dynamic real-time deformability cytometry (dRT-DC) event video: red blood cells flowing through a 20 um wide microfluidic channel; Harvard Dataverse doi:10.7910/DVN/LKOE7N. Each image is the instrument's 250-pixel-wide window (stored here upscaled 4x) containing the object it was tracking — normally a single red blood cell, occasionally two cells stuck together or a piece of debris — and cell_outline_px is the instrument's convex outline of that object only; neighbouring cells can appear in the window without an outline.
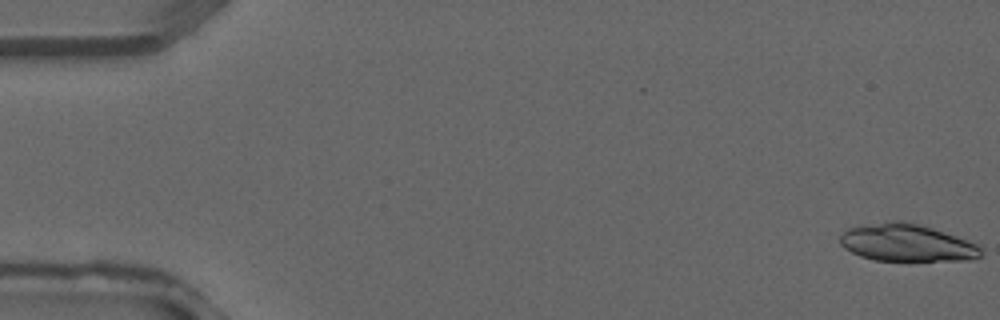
{"species": "common noctule bat (a hibernating species)", "species_latin": "Nyctalus noctula", "temperature_condition": "warm", "stored_images_in_passage": 4, "camera_frame_rate_fps": 3000, "um_per_image_px": 0.085, "animal": {"sex": "male", "forearm_length_mm": 52.5}, "frame": {"image": 1, "passage_image": 1, "time_ms": 0.0, "image_size_px": [1000, 320], "cell_outline_px": [[984, 252], [976, 260], [876, 260], [860, 256], [844, 248], [840, 244], [840, 236], [848, 228], [892, 220], [900, 220], [932, 228], [976, 244]], "centroid_in_image_um": [77.07, 20.64], "position_along_channel_um": 7.9, "area_um2": 30.23}}